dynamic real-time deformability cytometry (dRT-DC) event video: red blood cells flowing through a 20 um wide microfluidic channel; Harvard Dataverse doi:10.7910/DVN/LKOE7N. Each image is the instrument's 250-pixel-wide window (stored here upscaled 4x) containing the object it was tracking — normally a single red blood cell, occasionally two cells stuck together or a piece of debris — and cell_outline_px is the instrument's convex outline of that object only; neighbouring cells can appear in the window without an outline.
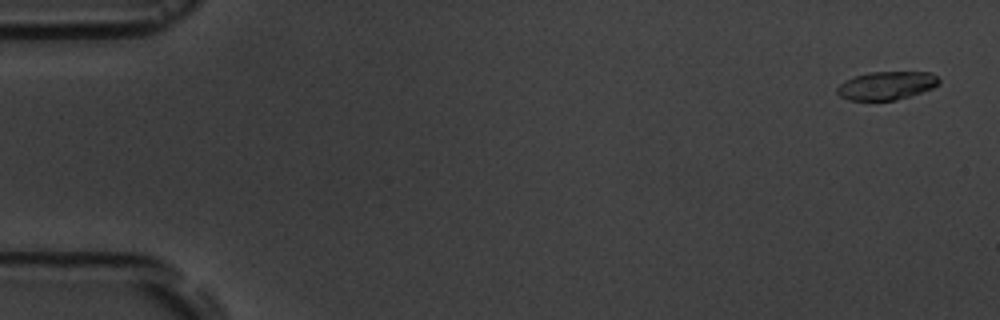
{"species": "common noctule bat (a hibernating species)", "species_latin": "Nyctalus noctula", "temperature_condition": "room temperature", "stored_images_in_passage": 10, "camera_frame_rate_fps": 3000, "um_per_image_px": 0.085, "animal": {"sex": "male", "body_mass_g": 19.5, "forearm_length_mm": 54.6}, "frame": {"image": 1, "passage_image": 1, "time_ms": 0.0, "image_size_px": [1000, 320], "cell_outline_px": [[940, 84], [932, 88], [896, 100], [848, 100], [840, 96], [836, 92], [836, 88], [840, 84], [852, 76], [868, 72], [932, 72], [940, 80]], "centroid_in_image_um": [75.33, 7.26], "position_along_channel_um": 9.7, "area_um2": 16.82}}
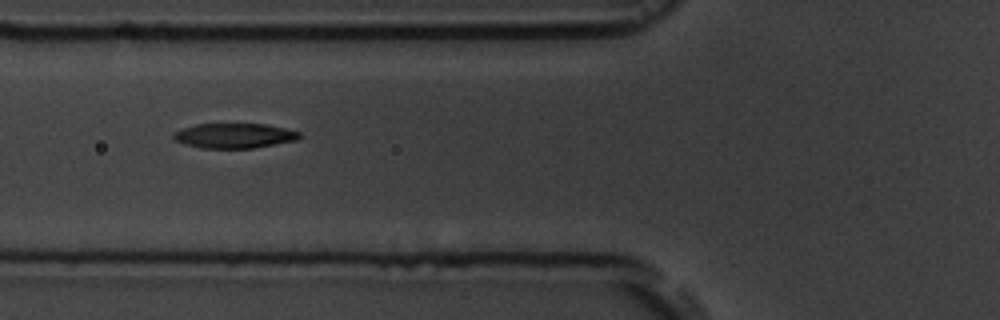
{"frame": {"image": 2, "passage_image": 6, "time_ms": 6.333, "image_size_px": [1000, 320], "cell_outline_px": [[300, 136], [296, 140], [252, 148], [204, 148], [184, 144], [176, 140], [172, 136], [176, 132], [184, 128], [196, 124], [264, 124], [284, 128], [300, 132]], "centroid_in_image_um": [19.92, 11.53], "position_along_channel_um": 105.9, "area_um2": 17.92}}
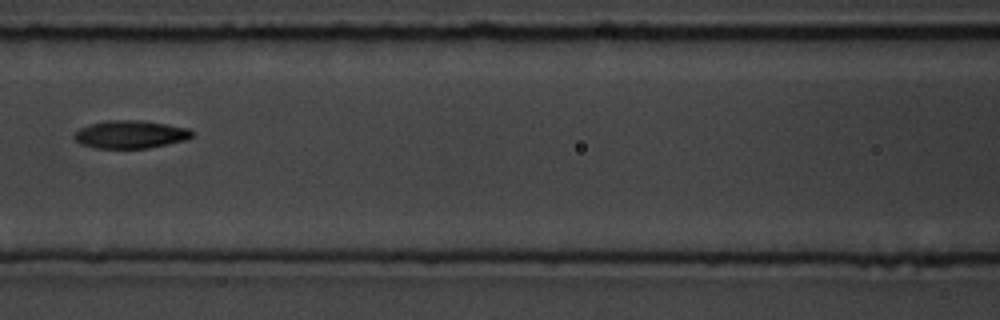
{"frame": {"image": 3, "passage_image": 7, "time_ms": 7.667, "image_size_px": [1000, 320], "cell_outline_px": [[196, 132], [188, 140], [148, 148], [96, 148], [80, 144], [72, 136], [80, 128], [92, 124], [108, 120], [144, 120], [168, 124], [188, 128]], "centroid_in_image_um": [11.14, 11.42], "position_along_channel_um": 155.5, "area_um2": 19.31}}